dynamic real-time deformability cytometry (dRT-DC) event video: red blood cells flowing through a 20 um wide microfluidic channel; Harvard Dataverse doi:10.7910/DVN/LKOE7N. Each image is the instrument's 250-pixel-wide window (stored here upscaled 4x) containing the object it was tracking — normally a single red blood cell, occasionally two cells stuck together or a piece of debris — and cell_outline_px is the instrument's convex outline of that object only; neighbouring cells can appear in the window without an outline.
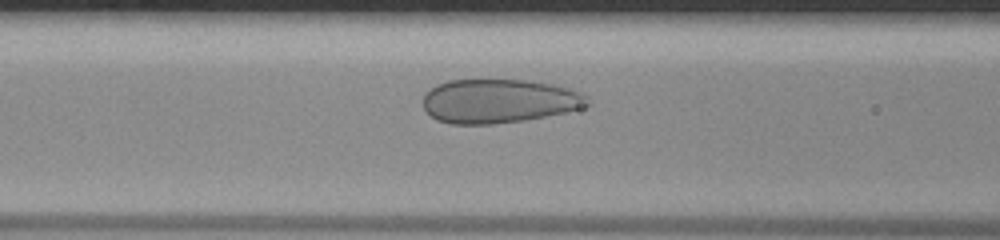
{"species": "human", "species_latin": "Homo sapiens", "temperature_condition": "room temperature", "stored_images_in_passage": 42, "camera_frame_rate_fps": 3000, "um_per_image_px": 0.085, "donor": {"sex": "male"}, "frame": {"image": 1, "passage_image": 14, "time_ms": 4.333, "image_size_px": [1000, 240], "cell_outline_px": [[592, 104], [580, 108], [564, 112], [524, 120], [492, 124], [448, 124], [436, 120], [424, 108], [424, 96], [436, 84], [448, 80], [528, 80], [552, 84], [568, 88], [580, 92], [588, 96]], "centroid_in_image_um": [42.42, 8.59], "position_along_channel_um": 124.2, "area_um2": 42.08}}
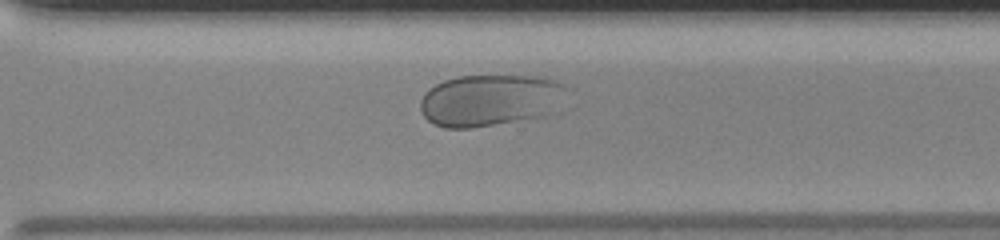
{"frame": {"image": 2, "passage_image": 29, "time_ms": 9.333, "image_size_px": [1000, 240], "cell_outline_px": [[564, 88], [548, 116], [468, 128], [444, 128], [432, 124], [424, 116], [420, 108], [420, 100], [436, 84], [444, 80], [456, 76], [532, 76], [552, 80], [564, 84]], "centroid_in_image_um": [41.57, 8.53], "position_along_channel_um": 329.0, "area_um2": 43.35}}
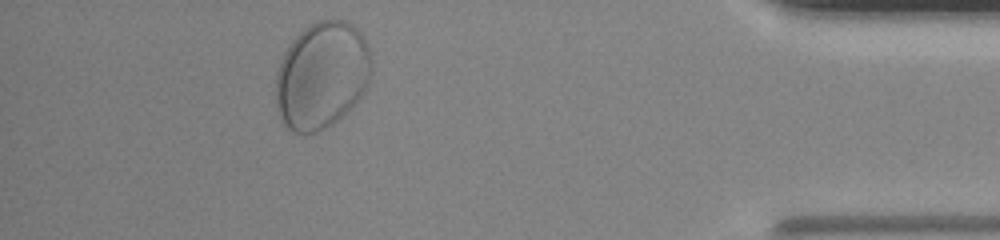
{"frame": {"image": 3, "passage_image": 38, "time_ms": 12.333, "image_size_px": [1000, 240], "cell_outline_px": [[368, 84], [364, 92], [332, 124], [316, 132], [304, 136], [292, 132], [284, 124], [276, 108], [276, 72], [280, 60], [288, 44], [304, 28], [316, 20], [344, 20], [352, 24], [360, 32], [368, 44]], "centroid_in_image_um": [27.29, 6.41], "position_along_channel_um": 407.9, "area_um2": 59.36}}